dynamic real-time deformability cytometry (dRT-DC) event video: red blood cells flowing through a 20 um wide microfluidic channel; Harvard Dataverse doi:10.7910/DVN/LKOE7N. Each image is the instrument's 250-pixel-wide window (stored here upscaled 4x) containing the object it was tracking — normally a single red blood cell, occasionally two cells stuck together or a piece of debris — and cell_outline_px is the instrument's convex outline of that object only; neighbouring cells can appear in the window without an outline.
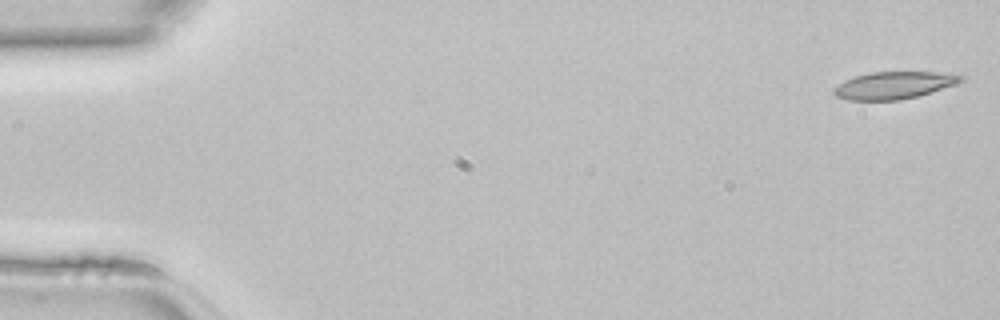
{"species": "common noctule bat (a hibernating species)", "species_latin": "Nyctalus noctula", "temperature_condition": "room temperature", "stored_images_in_passage": 45, "camera_frame_rate_fps": 3000, "um_per_image_px": 0.085, "animal": {"sex": "female", "body_mass_g": 22.7, "forearm_length_mm": 54.2}, "frame": {"image": 1, "passage_image": 1, "time_ms": 0.0, "image_size_px": [1000, 320], "cell_outline_px": [[968, 76], [964, 80], [956, 84], [916, 96], [900, 100], [848, 100], [836, 96], [832, 92], [832, 88], [844, 80], [856, 76], [872, 72], [960, 72]], "centroid_in_image_um": [76.05, 7.23], "position_along_channel_um": 8.9, "area_um2": 20.46}}
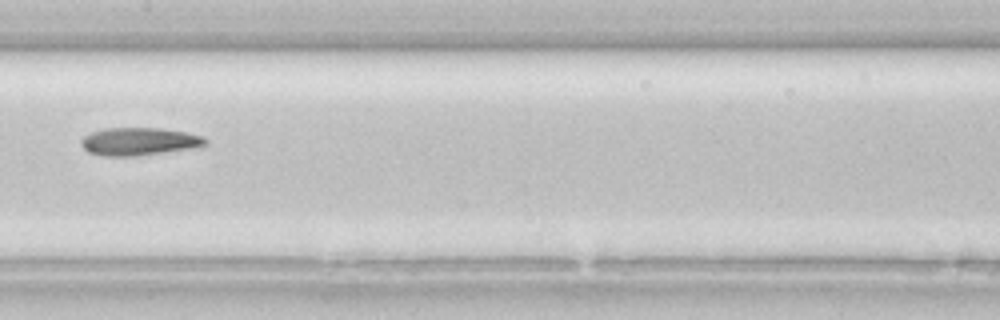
{"frame": {"image": 2, "passage_image": 23, "time_ms": 7.333, "image_size_px": [1000, 320], "cell_outline_px": [[208, 144], [196, 148], [136, 156], [104, 156], [88, 152], [80, 144], [80, 140], [84, 136], [92, 132], [104, 128], [160, 128], [184, 132], [204, 136], [208, 140]], "centroid_in_image_um": [11.85, 12.03], "position_along_channel_um": 195.6, "area_um2": 20.29}}
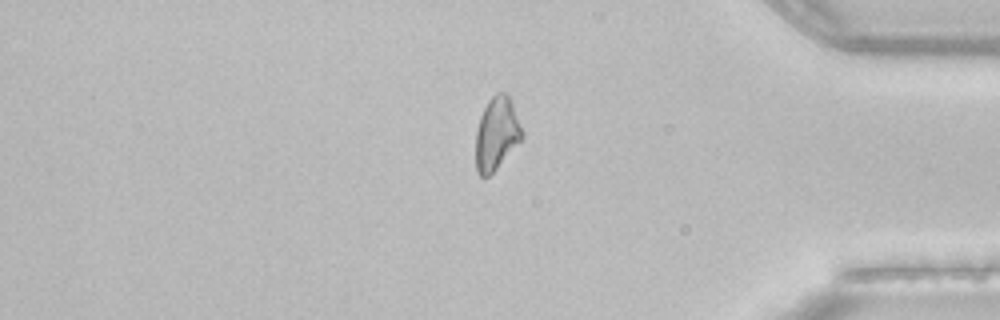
{"frame": {"image": 3, "passage_image": 38, "time_ms": 12.333, "image_size_px": [1000, 320], "cell_outline_px": [[524, 136], [496, 168], [488, 176], [480, 176], [476, 172], [476, 132], [480, 116], [488, 100], [496, 92], [504, 92], [508, 96], [512, 104], [524, 132]], "centroid_in_image_um": [42.2, 11.34], "position_along_channel_um": 393.0, "area_um2": 19.36}}